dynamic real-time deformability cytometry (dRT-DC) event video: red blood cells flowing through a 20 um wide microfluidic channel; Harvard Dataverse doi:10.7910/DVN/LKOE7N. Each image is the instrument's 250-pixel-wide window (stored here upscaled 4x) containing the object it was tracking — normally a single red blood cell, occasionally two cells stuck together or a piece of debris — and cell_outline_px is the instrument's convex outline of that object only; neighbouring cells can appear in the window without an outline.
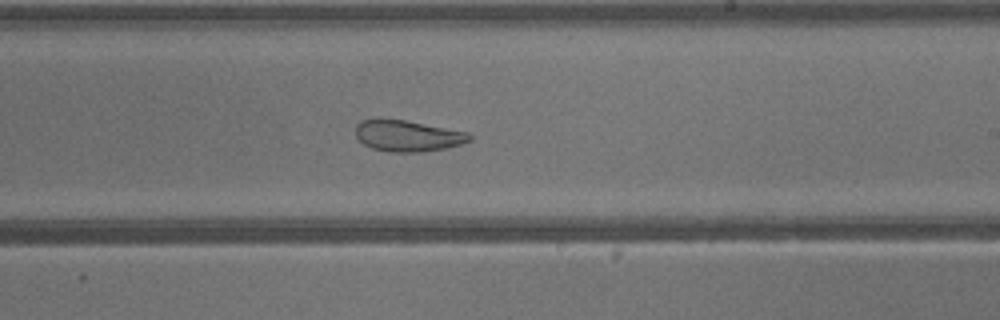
{"species": "common noctule bat (a hibernating species)", "species_latin": "Nyctalus noctula", "temperature_condition": "warm", "stored_images_in_passage": 41, "camera_frame_rate_fps": 3000, "um_per_image_px": 0.085, "animal": {"sex": "male", "body_mass_g": 13.3}, "frame": {"image": 1, "passage_image": 24, "time_ms": 7.667, "image_size_px": [1000, 320], "cell_outline_px": [[472, 140], [460, 144], [444, 148], [424, 152], [388, 152], [372, 148], [364, 144], [356, 136], [356, 124], [360, 120], [380, 116], [404, 120], [468, 132], [472, 136]], "centroid_in_image_um": [34.6, 11.52], "position_along_channel_um": 254.4, "area_um2": 21.1}}